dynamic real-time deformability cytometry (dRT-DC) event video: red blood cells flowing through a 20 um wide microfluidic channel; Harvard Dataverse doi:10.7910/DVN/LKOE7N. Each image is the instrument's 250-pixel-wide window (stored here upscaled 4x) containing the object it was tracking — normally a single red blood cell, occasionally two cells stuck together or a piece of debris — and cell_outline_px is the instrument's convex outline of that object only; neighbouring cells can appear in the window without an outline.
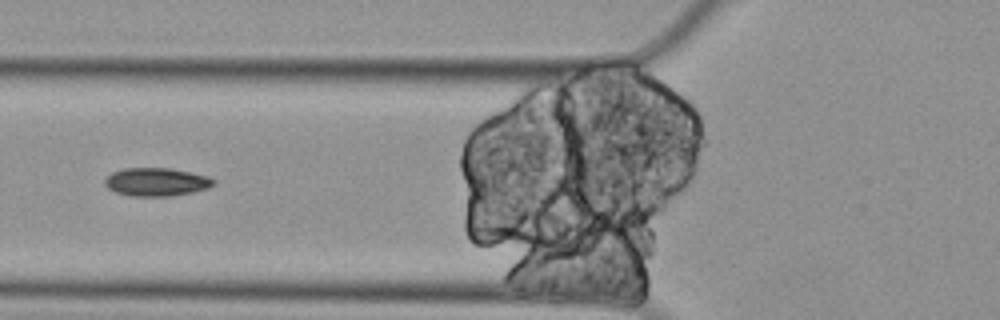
{"species": "Egyptian fruit bat (a non-hibernating species)", "species_latin": "Rousettus aegyptiacus", "temperature_condition": "cold", "stored_images_in_passage": 10, "segment_of_instrument_passage": [2, 2], "camera_frame_rate_fps": 3000, "um_per_image_px": 0.085, "animal": {"sex": "female"}, "frame": {"image": 1, "passage_image": 6, "time_ms": 1.667, "image_size_px": [1000, 320], "cell_outline_px": [[216, 184], [208, 188], [192, 192], [168, 196], [132, 196], [116, 192], [108, 188], [104, 184], [104, 180], [112, 172], [124, 168], [172, 168], [208, 176], [216, 180]], "centroid_in_image_um": [13.31, 15.46], "position_along_channel_um": 112.5, "area_um2": 17.92}}
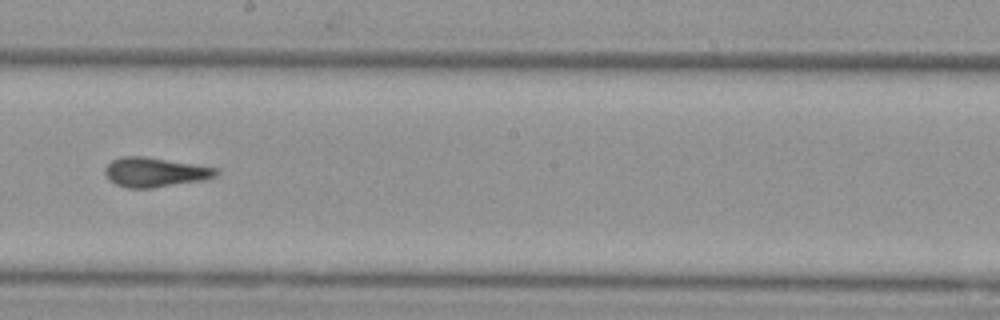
{"frame": {"image": 2, "passage_image": 9, "time_ms": 2.667, "image_size_px": [1000, 320], "cell_outline_px": [[220, 172], [216, 176], [208, 180], [152, 188], [128, 188], [116, 184], [104, 172], [104, 168], [112, 160], [120, 156], [148, 156], [220, 168]], "centroid_in_image_um": [13.26, 14.63], "position_along_channel_um": 234.9, "area_um2": 19.48}}
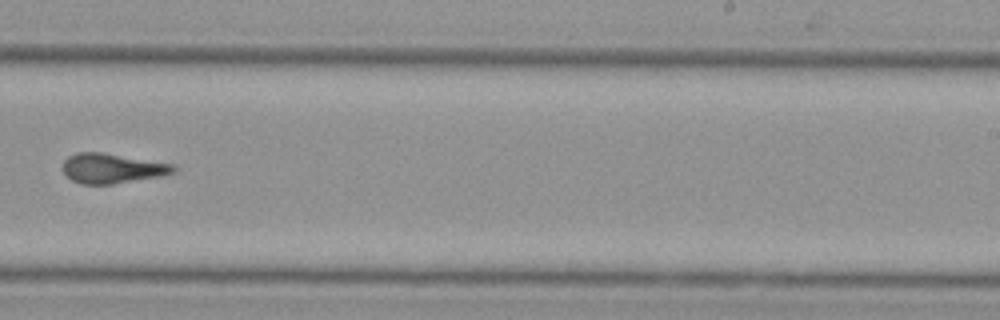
{"frame": {"image": 3, "passage_image": 10, "time_ms": 3.0, "image_size_px": [1000, 320], "cell_outline_px": [[176, 172], [160, 176], [112, 184], [80, 184], [72, 180], [64, 172], [64, 160], [68, 156], [76, 152], [104, 152], [176, 164]], "centroid_in_image_um": [9.57, 14.29], "position_along_channel_um": 279.4, "area_um2": 19.36}}